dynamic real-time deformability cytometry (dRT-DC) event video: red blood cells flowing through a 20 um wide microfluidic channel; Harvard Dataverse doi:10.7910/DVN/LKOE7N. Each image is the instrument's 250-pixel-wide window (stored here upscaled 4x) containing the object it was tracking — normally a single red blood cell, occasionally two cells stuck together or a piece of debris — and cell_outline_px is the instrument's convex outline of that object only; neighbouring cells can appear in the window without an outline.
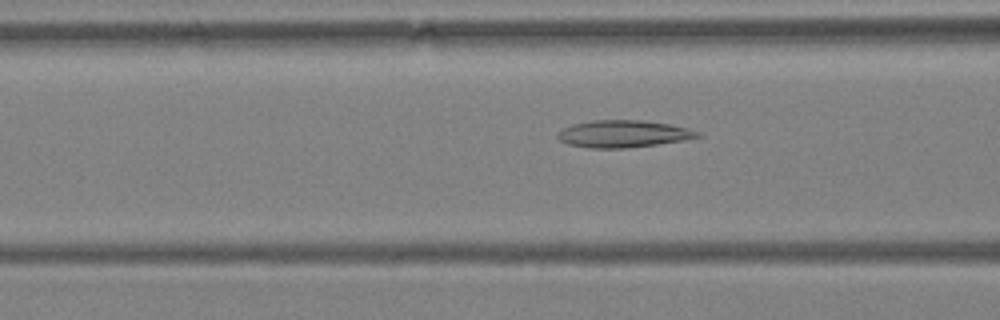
{"species": "Egyptian fruit bat (a non-hibernating species)", "species_latin": "Rousettus aegyptiacus", "temperature_condition": "warm", "stored_images_in_passage": 46, "camera_frame_rate_fps": 3000, "um_per_image_px": 0.085, "animal": {"sex": "female"}, "frame": {"image": 1, "passage_image": 17, "time_ms": 5.333, "image_size_px": [1000, 320], "cell_outline_px": [[704, 136], [684, 140], [656, 144], [624, 148], [588, 148], [568, 144], [560, 140], [556, 136], [556, 132], [572, 124], [592, 120], [644, 120], [668, 124], [688, 128], [700, 132]], "centroid_in_image_um": [52.97, 11.37], "position_along_channel_um": 113.6, "area_um2": 22.2}}
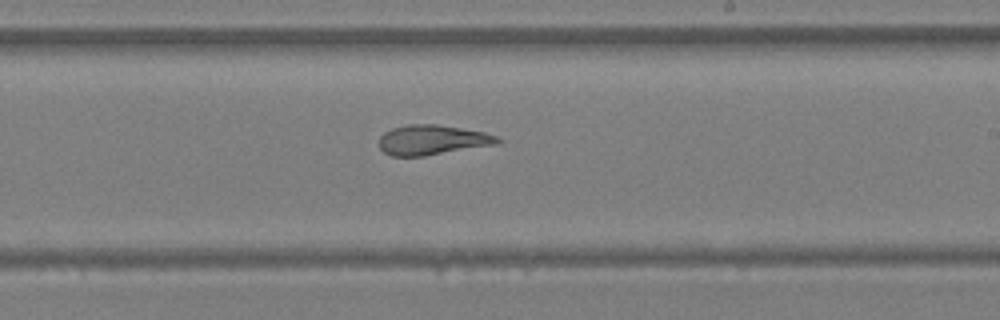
{"frame": {"image": 2, "passage_image": 28, "time_ms": 9.0, "image_size_px": [1000, 320], "cell_outline_px": [[504, 140], [496, 144], [424, 156], [392, 156], [384, 152], [380, 148], [380, 136], [384, 132], [392, 128], [408, 124], [436, 124], [484, 132], [496, 136]], "centroid_in_image_um": [36.73, 11.89], "position_along_channel_um": 252.3, "area_um2": 20.52}}
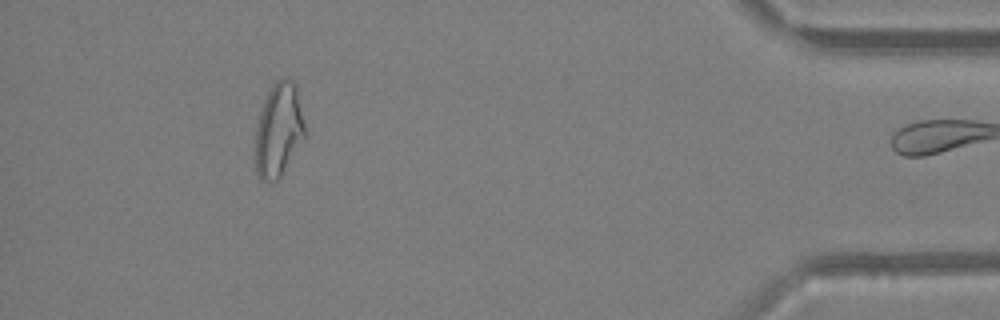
{"frame": {"image": 3, "passage_image": 45, "time_ms": 14.667, "image_size_px": [1000, 320], "cell_outline_px": [[308, 136], [280, 176], [276, 180], [260, 180], [256, 172], [252, 160], [256, 128], [260, 112], [264, 100], [268, 92], [276, 80], [288, 76], [296, 84]], "centroid_in_image_um": [23.69, 11.07], "position_along_channel_um": 411.5, "area_um2": 28.03}, "authors_computed_cell_mechanics": {"area_um2": 22.8888, "velocity_mm_per_s": 3.7976, "shape_relaxation_time_tau1_ms": null, "shape_relaxation_time_tau2_ms": 2.0481, "deformation_change_tau1": null, "deformation_change_tau2": 0.1184}}